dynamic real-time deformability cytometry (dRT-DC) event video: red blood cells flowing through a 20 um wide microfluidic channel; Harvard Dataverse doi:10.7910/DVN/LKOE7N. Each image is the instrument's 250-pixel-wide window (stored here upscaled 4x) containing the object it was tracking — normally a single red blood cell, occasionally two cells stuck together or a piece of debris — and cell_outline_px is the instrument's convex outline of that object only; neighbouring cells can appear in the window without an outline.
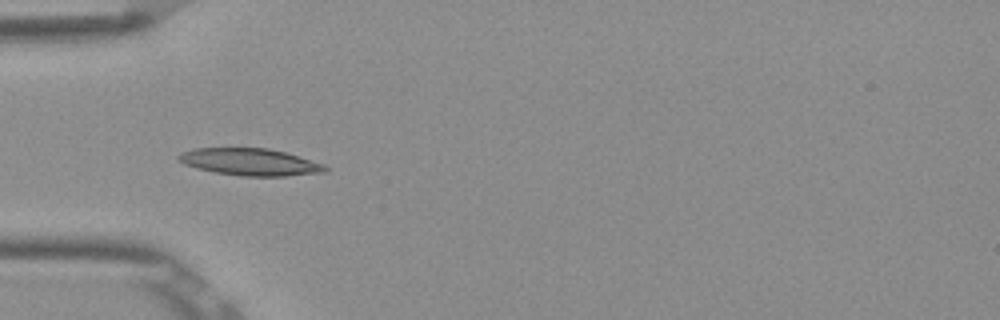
{"species": "Egyptian fruit bat (a non-hibernating species)", "species_latin": "Rousettus aegyptiacus", "temperature_condition": "room temperature", "stored_images_in_passage": 6, "camera_frame_rate_fps": 3000, "um_per_image_px": 0.085, "frame": {"image": 1, "passage_image": 4, "time_ms": 1.0, "image_size_px": [1000, 320], "cell_outline_px": [[328, 172], [284, 176], [240, 176], [216, 172], [196, 168], [184, 164], [176, 160], [176, 156], [180, 152], [192, 148], [268, 148], [284, 152], [324, 164], [328, 168]], "centroid_in_image_um": [21.21, 13.76], "position_along_channel_um": 63.8, "area_um2": 23.24}}
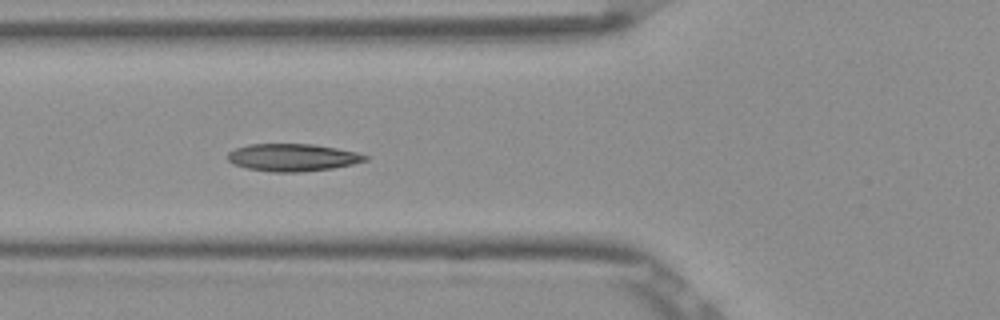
{"frame": {"image": 2, "passage_image": 5, "time_ms": 1.333, "image_size_px": [1000, 320], "cell_outline_px": [[368, 160], [352, 164], [332, 168], [300, 172], [272, 172], [248, 168], [232, 164], [228, 160], [228, 152], [236, 148], [248, 144], [312, 144], [336, 148], [356, 152], [368, 156]], "centroid_in_image_um": [24.85, 13.38], "position_along_channel_um": 100.9, "area_um2": 21.91}}
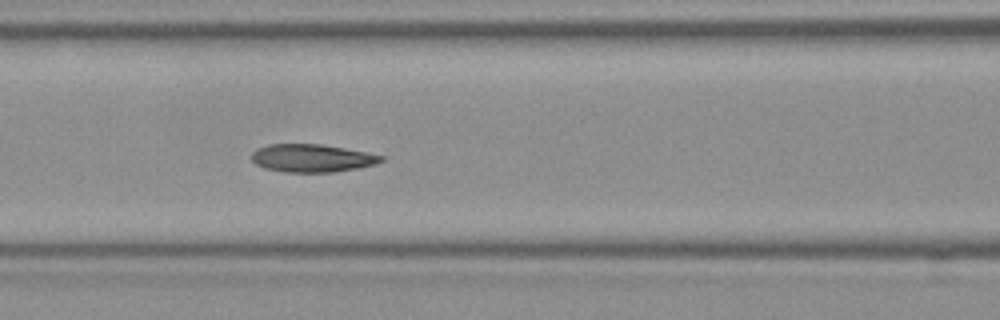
{"frame": {"image": 3, "passage_image": 6, "time_ms": 1.667, "image_size_px": [1000, 320], "cell_outline_px": [[384, 160], [376, 164], [356, 168], [332, 172], [284, 172], [264, 168], [256, 164], [252, 160], [252, 152], [256, 148], [268, 144], [320, 144], [368, 152], [384, 156]], "centroid_in_image_um": [26.51, 13.43], "position_along_channel_um": 140.1, "area_um2": 21.1}}